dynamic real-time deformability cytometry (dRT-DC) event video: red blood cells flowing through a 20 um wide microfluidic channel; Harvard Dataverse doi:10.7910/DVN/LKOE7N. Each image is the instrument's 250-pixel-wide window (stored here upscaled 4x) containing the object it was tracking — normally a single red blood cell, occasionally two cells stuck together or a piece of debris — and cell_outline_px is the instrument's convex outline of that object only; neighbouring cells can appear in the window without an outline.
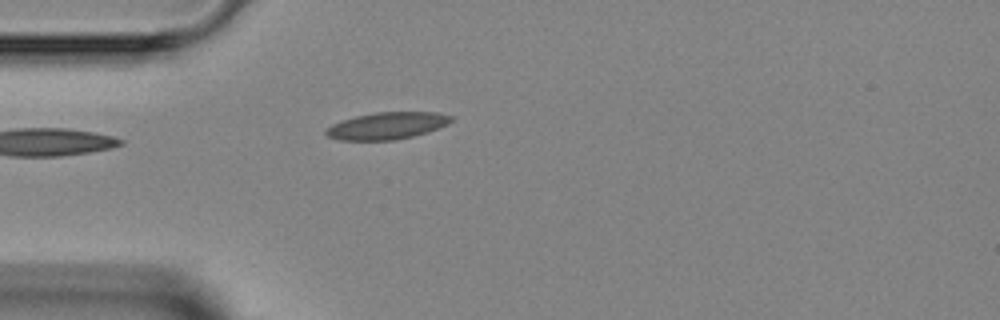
{"species": "Egyptian fruit bat (a non-hibernating species)", "species_latin": "Rousettus aegyptiacus", "temperature_condition": "room temperature", "stored_images_in_passage": 4, "camera_frame_rate_fps": 3000, "um_per_image_px": 0.085, "animal": {"sex": "female"}, "frame": {"image": 1, "passage_image": 4, "time_ms": 3.333, "image_size_px": [1000, 320], "cell_outline_px": [[456, 116], [448, 124], [440, 128], [428, 132], [412, 136], [392, 140], [340, 140], [328, 136], [324, 132], [332, 124], [356, 116], [376, 112], [436, 112]], "centroid_in_image_um": [32.96, 10.68], "position_along_channel_um": 52.0, "area_um2": 19.65}}